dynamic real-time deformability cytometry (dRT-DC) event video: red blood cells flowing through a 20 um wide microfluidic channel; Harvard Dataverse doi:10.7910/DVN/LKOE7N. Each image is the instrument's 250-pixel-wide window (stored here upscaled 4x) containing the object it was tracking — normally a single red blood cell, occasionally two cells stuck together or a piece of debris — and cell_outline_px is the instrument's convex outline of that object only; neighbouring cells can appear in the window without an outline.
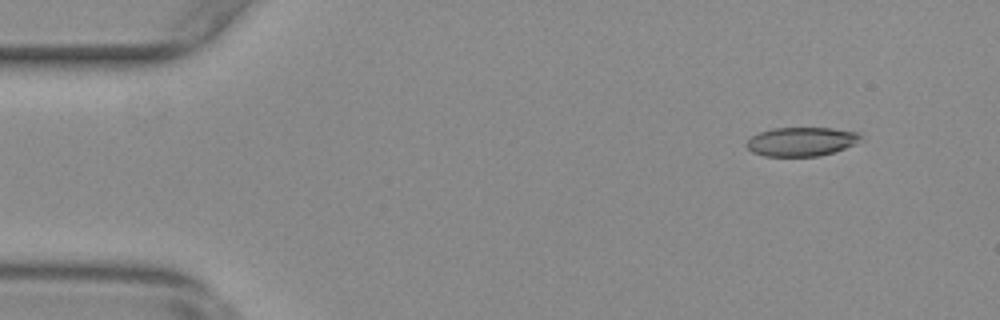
{"species": "common noctule bat (a hibernating species)", "species_latin": "Nyctalus noctula", "temperature_condition": "warm", "stored_images_in_passage": 56, "camera_frame_rate_fps": 3000, "um_per_image_px": 0.085, "animal": {"sex": "female", "body_mass_g": 29.2, "forearm_length_mm": 56.3}, "frame": {"image": 1, "passage_image": 6, "time_ms": 1.667, "image_size_px": [1000, 320], "cell_outline_px": [[860, 136], [852, 144], [844, 148], [820, 156], [764, 156], [752, 152], [744, 144], [752, 136], [760, 132], [772, 128], [832, 128], [860, 132]], "centroid_in_image_um": [68.05, 12.03], "position_along_channel_um": 16.9, "area_um2": 19.02}}
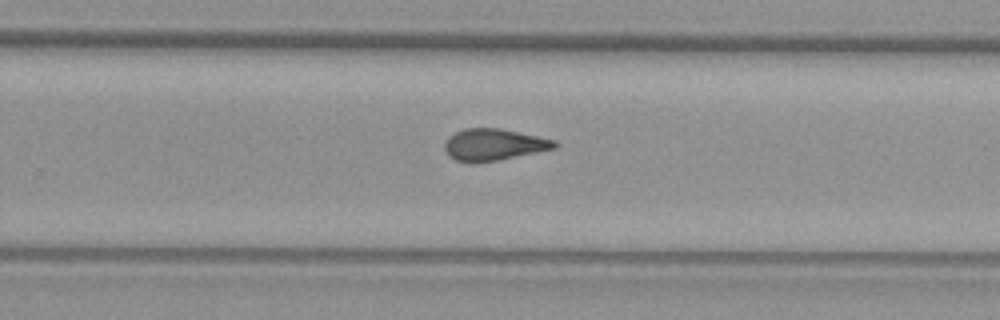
{"frame": {"image": 2, "passage_image": 36, "time_ms": 11.667, "image_size_px": [1000, 320], "cell_outline_px": [[560, 144], [556, 148], [500, 160], [476, 164], [456, 160], [448, 156], [444, 148], [444, 144], [448, 136], [464, 128], [500, 128], [556, 140]], "centroid_in_image_um": [41.96, 12.31], "position_along_channel_um": 287.8, "area_um2": 20.63}}
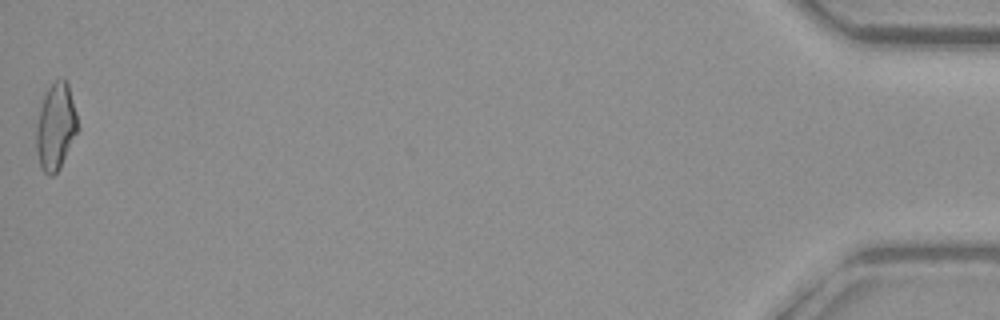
{"frame": {"image": 3, "passage_image": 56, "time_ms": 18.333, "image_size_px": [1000, 320], "cell_outline_px": [[80, 128], [60, 168], [52, 176], [48, 176], [40, 168], [36, 152], [36, 128], [40, 108], [44, 92], [56, 80], [64, 80], [68, 84], [76, 112]], "centroid_in_image_um": [4.74, 10.81], "position_along_channel_um": 430.5, "area_um2": 21.1}, "authors_computed_cell_mechanics": {"area_um2": 20.4323, "velocity_mm_per_s": 3.7231, "shape_relaxation_time_tau1_ms": null, "shape_relaxation_time_tau2_ms": 2.6925, "deformation_change_tau1": null, "deformation_change_tau2": 0.115}}